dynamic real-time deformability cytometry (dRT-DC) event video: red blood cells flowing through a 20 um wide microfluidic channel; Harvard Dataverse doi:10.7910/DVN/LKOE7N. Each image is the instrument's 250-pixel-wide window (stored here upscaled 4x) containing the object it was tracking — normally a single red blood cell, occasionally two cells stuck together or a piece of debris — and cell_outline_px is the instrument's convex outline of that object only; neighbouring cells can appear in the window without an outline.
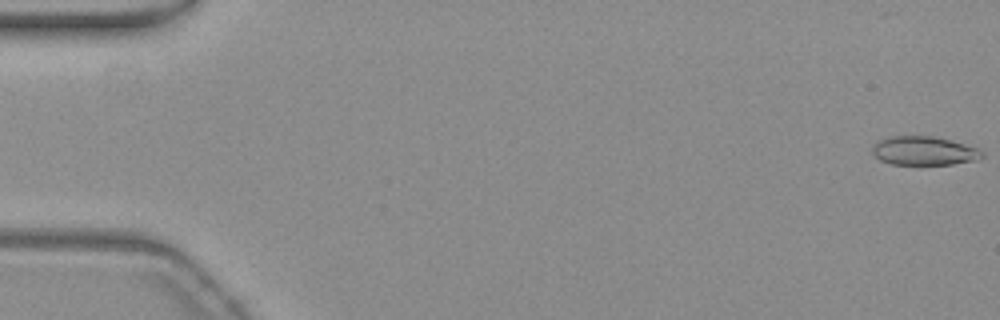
{"species": "common noctule bat (a hibernating species)", "species_latin": "Nyctalus noctula", "temperature_condition": "warm", "stored_images_in_passage": 56, "camera_frame_rate_fps": 3000, "um_per_image_px": 0.085, "animal": {"sex": "female", "body_mass_g": 19.3, "forearm_length_mm": 54.1}, "frame": {"image": 1, "passage_image": 1, "time_ms": 0.0, "image_size_px": [1000, 320], "cell_outline_px": [[984, 156], [976, 160], [952, 164], [892, 164], [880, 160], [872, 156], [872, 148], [876, 140], [892, 136], [932, 136], [964, 144], [976, 148], [984, 152]], "centroid_in_image_um": [78.49, 12.82], "position_along_channel_um": 6.5, "area_um2": 18.38}}
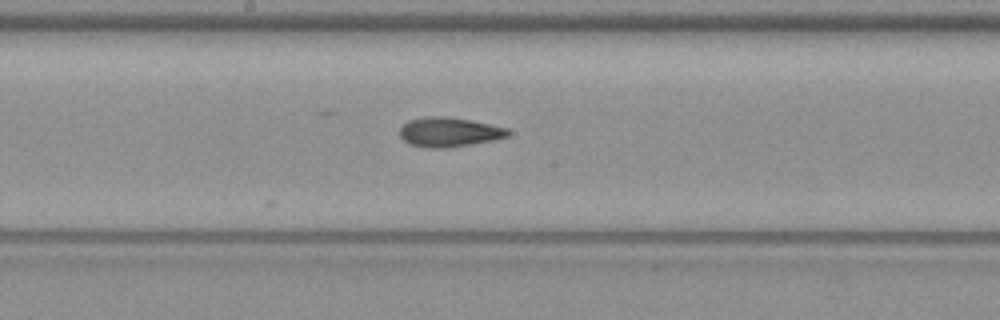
{"frame": {"image": 2, "passage_image": 30, "time_ms": 9.667, "image_size_px": [1000, 320], "cell_outline_px": [[512, 132], [508, 136], [496, 140], [448, 148], [424, 148], [412, 144], [404, 140], [400, 136], [400, 128], [408, 120], [424, 116], [444, 116], [468, 120], [508, 128]], "centroid_in_image_um": [38.18, 11.23], "position_along_channel_um": 210.0, "area_um2": 18.67}}
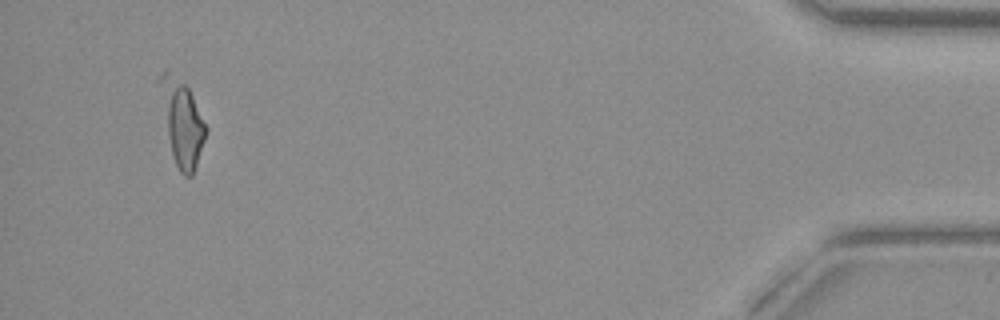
{"frame": {"image": 3, "passage_image": 53, "time_ms": 17.333, "image_size_px": [1000, 320], "cell_outline_px": [[208, 132], [192, 176], [184, 176], [180, 172], [176, 164], [172, 152], [156, 80], [164, 68], [168, 68], [188, 88], [208, 128]], "centroid_in_image_um": [15.45, 10.35], "position_along_channel_um": 419.7, "area_um2": 22.72}, "authors_computed_cell_mechanics": {"area_um2": 18.6694, "velocity_mm_per_s": 3.7472, "shape_relaxation_time_tau1_ms": null, "shape_relaxation_time_tau2_ms": 1.9878, "deformation_change_tau1": null, "deformation_change_tau2": 0.077}}